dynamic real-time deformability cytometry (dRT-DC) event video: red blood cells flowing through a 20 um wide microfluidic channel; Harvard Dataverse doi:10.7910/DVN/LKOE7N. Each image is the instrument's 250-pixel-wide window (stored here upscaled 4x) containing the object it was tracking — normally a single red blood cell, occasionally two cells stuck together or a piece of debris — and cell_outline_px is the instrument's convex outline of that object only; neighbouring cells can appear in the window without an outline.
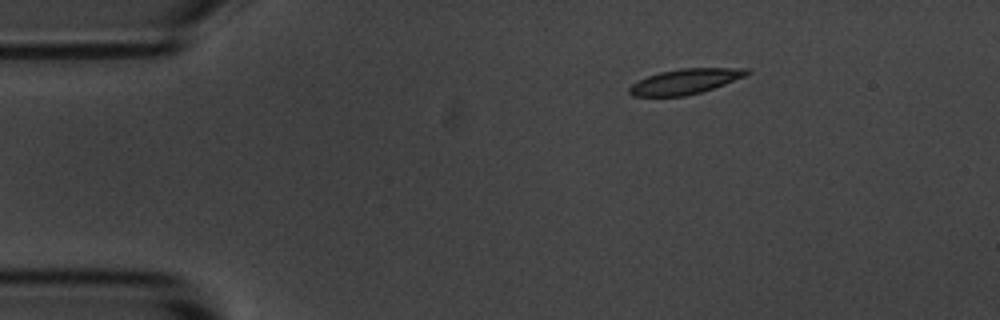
{"species": "common noctule bat (a hibernating species)", "species_latin": "Nyctalus noctula", "temperature_condition": "room temperature", "stored_images_in_passage": 3, "camera_frame_rate_fps": 3000, "um_per_image_px": 0.085, "animal": {"sex": "male", "body_mass_g": 20.1, "forearm_length_mm": 53.5}, "frame": {"image": 1, "passage_image": 1, "time_ms": 0.0, "image_size_px": [1000, 320], "cell_outline_px": [[752, 72], [744, 76], [724, 84], [700, 92], [684, 96], [632, 96], [628, 92], [628, 88], [632, 84], [648, 76], [660, 72], [680, 68], [748, 68]], "centroid_in_image_um": [58.23, 6.92], "position_along_channel_um": 26.8, "area_um2": 17.05}}
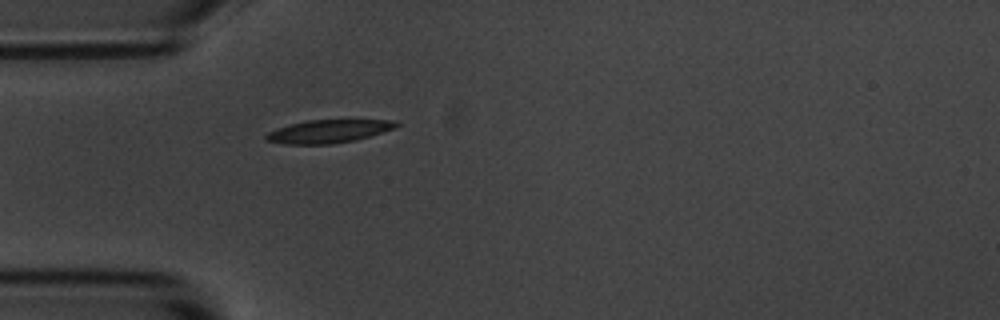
{"frame": {"image": 2, "passage_image": 3, "time_ms": 2.333, "image_size_px": [1000, 320], "cell_outline_px": [[400, 124], [392, 128], [368, 136], [352, 140], [332, 144], [284, 144], [264, 140], [264, 136], [268, 132], [276, 128], [288, 124], [308, 120], [396, 120]], "centroid_in_image_um": [27.82, 11.16], "position_along_channel_um": 57.2, "area_um2": 17.34}}